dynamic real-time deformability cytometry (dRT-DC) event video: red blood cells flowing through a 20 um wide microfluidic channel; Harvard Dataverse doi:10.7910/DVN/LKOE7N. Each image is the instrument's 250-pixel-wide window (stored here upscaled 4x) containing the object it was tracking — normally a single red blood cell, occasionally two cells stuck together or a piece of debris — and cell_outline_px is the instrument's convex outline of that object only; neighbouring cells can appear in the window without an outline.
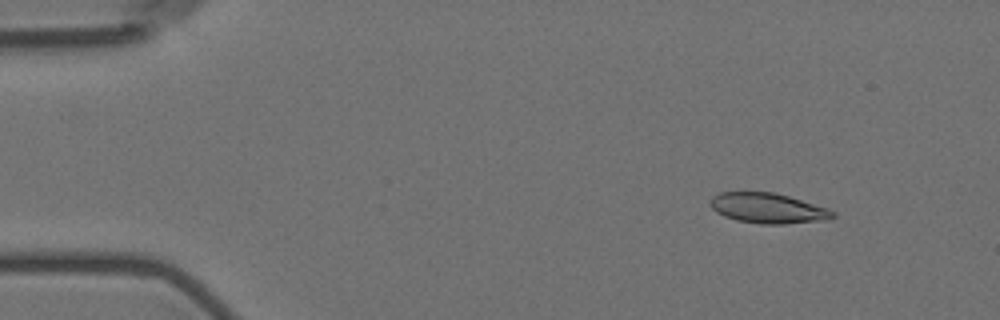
{"species": "Egyptian fruit bat (a non-hibernating species)", "species_latin": "Rousettus aegyptiacus", "temperature_condition": "room temperature", "stored_images_in_passage": 4, "camera_frame_rate_fps": 3000, "um_per_image_px": 0.085, "animal": {"sex": "female"}, "frame": {"image": 1, "passage_image": 2, "time_ms": 1.0, "image_size_px": [1000, 320], "cell_outline_px": [[836, 216], [828, 220], [784, 224], [760, 224], [736, 220], [724, 216], [716, 212], [712, 208], [712, 196], [720, 192], [776, 192], [828, 208], [836, 212]], "centroid_in_image_um": [65.32, 17.7], "position_along_channel_um": 19.7, "area_um2": 21.68}}
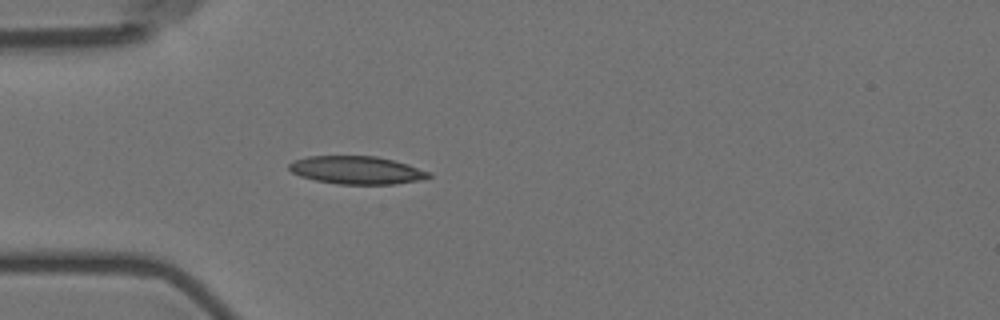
{"frame": {"image": 2, "passage_image": 4, "time_ms": 4.333, "image_size_px": [1000, 320], "cell_outline_px": [[432, 176], [424, 180], [396, 184], [336, 184], [316, 180], [300, 176], [292, 172], [288, 168], [288, 164], [296, 160], [308, 156], [376, 156], [408, 164], [432, 172]], "centroid_in_image_um": [30.37, 14.47], "position_along_channel_um": 54.6, "area_um2": 22.89}}